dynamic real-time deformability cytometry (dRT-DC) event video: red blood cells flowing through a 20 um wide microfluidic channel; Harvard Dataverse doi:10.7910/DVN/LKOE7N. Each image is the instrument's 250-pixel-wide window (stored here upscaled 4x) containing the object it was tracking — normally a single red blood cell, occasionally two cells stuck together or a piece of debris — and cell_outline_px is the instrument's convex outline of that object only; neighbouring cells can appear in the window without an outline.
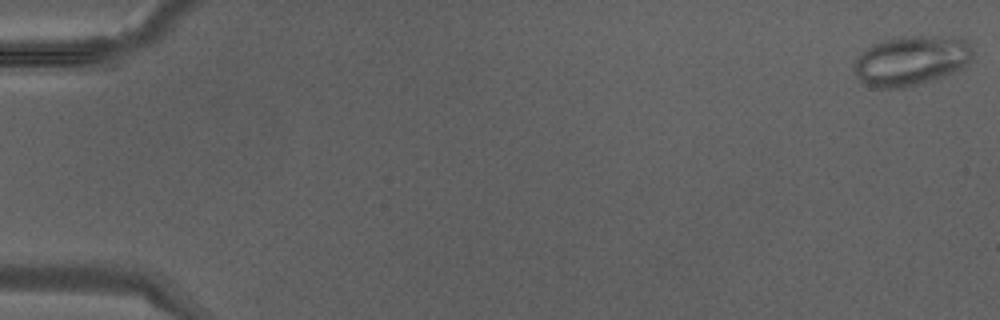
{"species": "Egyptian fruit bat (a non-hibernating species)", "species_latin": "Rousettus aegyptiacus", "temperature_condition": "warm", "stored_images_in_passage": 41, "camera_frame_rate_fps": 3000, "um_per_image_px": 0.085, "animal": {"sex": "male"}, "frame": {"image": 1, "passage_image": 1, "time_ms": 0.0, "image_size_px": [1000, 320], "cell_outline_px": [[972, 56], [960, 68], [944, 76], [904, 88], [872, 88], [860, 80], [852, 68], [852, 64], [856, 56], [860, 52], [872, 44], [884, 40], [900, 36], [952, 36], [964, 40], [968, 44], [972, 52]], "centroid_in_image_um": [77.36, 5.14], "position_along_channel_um": 7.6, "area_um2": 34.39}}
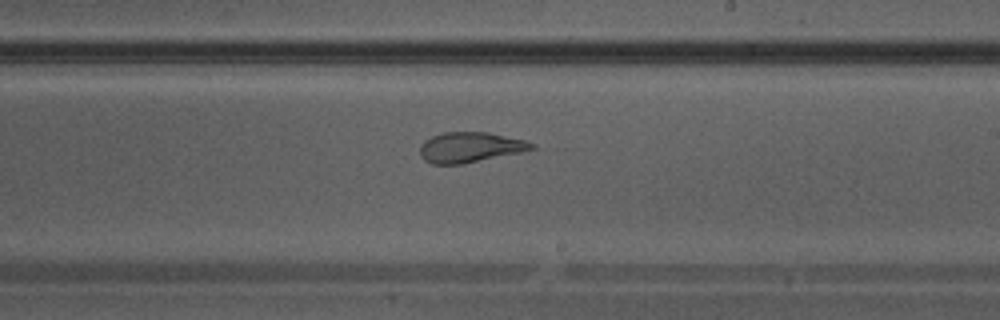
{"frame": {"image": 2, "passage_image": 25, "time_ms": 8.0, "image_size_px": [1000, 320], "cell_outline_px": [[536, 148], [524, 152], [464, 164], [432, 164], [424, 160], [420, 156], [420, 144], [424, 140], [432, 136], [444, 132], [488, 132], [524, 140], [536, 144]], "centroid_in_image_um": [39.97, 12.53], "position_along_channel_um": 249.0, "area_um2": 20.0}}
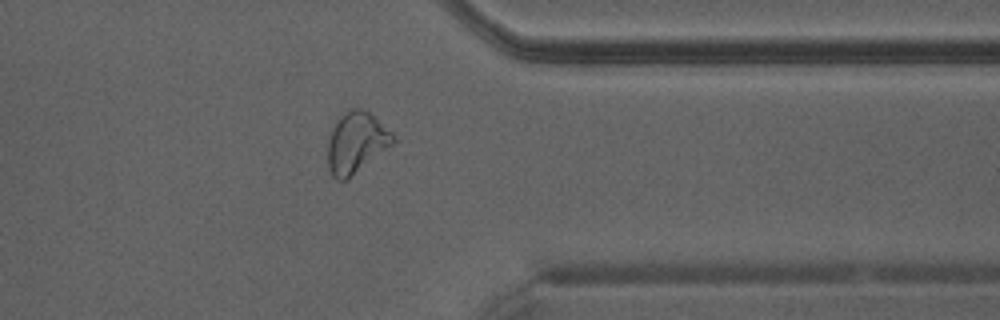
{"frame": {"image": 3, "passage_image": 33, "time_ms": 10.667, "image_size_px": [1000, 320], "cell_outline_px": [[396, 140], [392, 144], [348, 180], [336, 180], [332, 176], [328, 168], [328, 140], [332, 128], [340, 116], [348, 108], [360, 108], [368, 112], [392, 132], [396, 136]], "centroid_in_image_um": [30.26, 12.14], "position_along_channel_um": 381.1, "area_um2": 23.18}}